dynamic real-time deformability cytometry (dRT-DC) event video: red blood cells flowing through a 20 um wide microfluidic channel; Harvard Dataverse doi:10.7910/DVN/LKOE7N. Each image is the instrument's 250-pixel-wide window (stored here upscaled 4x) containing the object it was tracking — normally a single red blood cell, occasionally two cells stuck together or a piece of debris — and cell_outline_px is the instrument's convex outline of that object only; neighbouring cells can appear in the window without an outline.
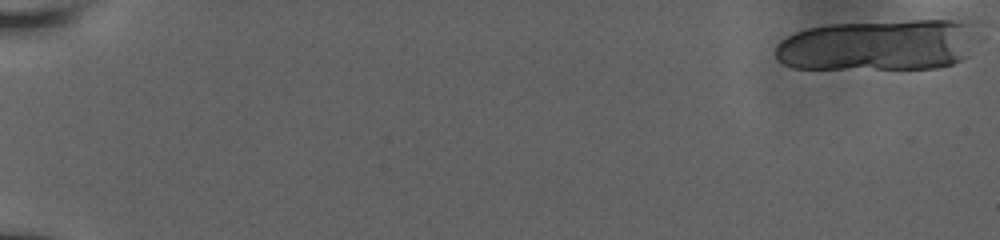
{"species": "human", "species_latin": "Homo sapiens", "temperature_condition": "room temperature", "stored_images_in_passage": 5, "camera_frame_rate_fps": 3000, "um_per_image_px": 0.085, "donor": {"sex": "male"}, "frame": {"image": 1, "passage_image": 1, "time_ms": 0.0, "image_size_px": [1000, 240], "cell_outline_px": [[984, 40], [968, 56], [952, 64], [936, 68], [792, 68], [784, 64], [776, 56], [776, 44], [788, 36], [796, 32], [808, 28], [828, 24], [912, 20], [952, 20], [968, 24], [984, 36]], "centroid_in_image_um": [74.81, 3.82], "position_along_channel_um": 10.2, "area_um2": 61.21}}